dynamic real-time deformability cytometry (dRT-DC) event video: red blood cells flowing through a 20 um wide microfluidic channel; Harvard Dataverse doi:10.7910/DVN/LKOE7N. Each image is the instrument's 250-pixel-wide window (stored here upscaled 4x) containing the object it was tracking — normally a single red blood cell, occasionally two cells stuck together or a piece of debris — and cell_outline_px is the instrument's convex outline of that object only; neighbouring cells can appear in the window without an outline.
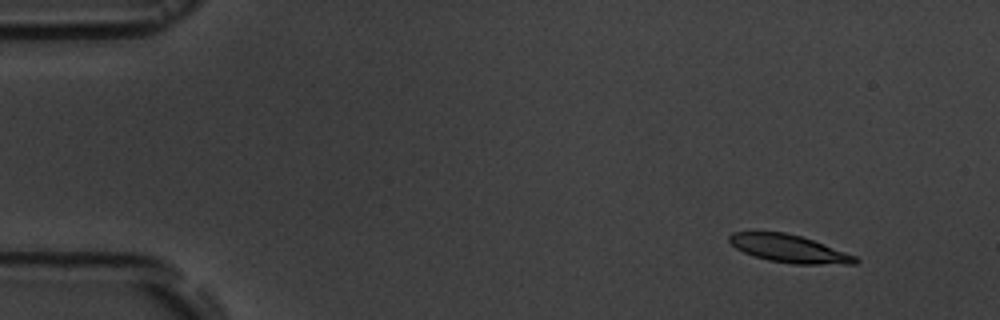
{"species": "common noctule bat (a hibernating species)", "species_latin": "Nyctalus noctula", "temperature_condition": "room temperature", "stored_images_in_passage": 6, "camera_frame_rate_fps": 3000, "um_per_image_px": 0.085, "animal": {"sex": "male", "body_mass_g": 19.5, "forearm_length_mm": 54.6}, "frame": {"image": 1, "passage_image": 2, "time_ms": 1.333, "image_size_px": [1000, 320], "cell_outline_px": [[860, 260], [856, 264], [792, 264], [768, 260], [744, 252], [736, 248], [728, 240], [728, 236], [732, 232], [784, 232], [800, 236], [812, 240], [856, 256]], "centroid_in_image_um": [67.07, 21.14], "position_along_channel_um": 17.9, "area_um2": 20.11}}
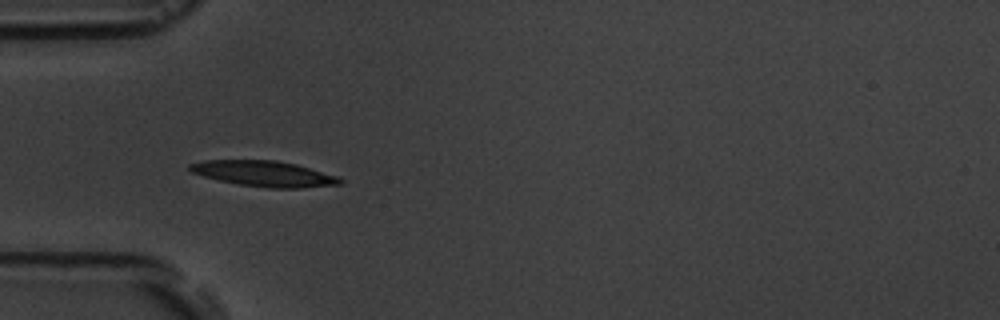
{"frame": {"image": 2, "passage_image": 5, "time_ms": 5.333, "image_size_px": [1000, 320], "cell_outline_px": [[344, 184], [300, 188], [268, 188], [240, 184], [220, 180], [204, 176], [192, 172], [188, 168], [188, 164], [204, 160], [276, 160], [296, 164], [336, 176], [344, 180]], "centroid_in_image_um": [22.46, 14.76], "position_along_channel_um": 62.5, "area_um2": 22.31}}
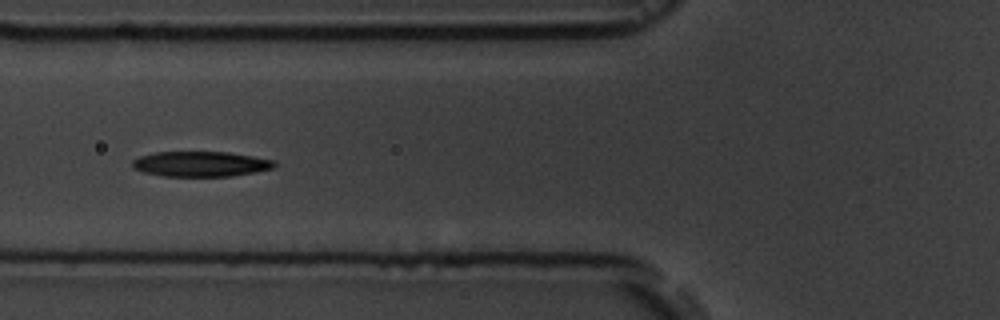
{"frame": {"image": 3, "passage_image": 6, "time_ms": 6.667, "image_size_px": [1000, 320], "cell_outline_px": [[276, 164], [272, 168], [256, 172], [232, 176], [164, 176], [144, 172], [132, 168], [132, 160], [140, 156], [156, 152], [228, 152], [276, 160]], "centroid_in_image_um": [17.06, 13.94], "position_along_channel_um": 108.7, "area_um2": 20.87}}